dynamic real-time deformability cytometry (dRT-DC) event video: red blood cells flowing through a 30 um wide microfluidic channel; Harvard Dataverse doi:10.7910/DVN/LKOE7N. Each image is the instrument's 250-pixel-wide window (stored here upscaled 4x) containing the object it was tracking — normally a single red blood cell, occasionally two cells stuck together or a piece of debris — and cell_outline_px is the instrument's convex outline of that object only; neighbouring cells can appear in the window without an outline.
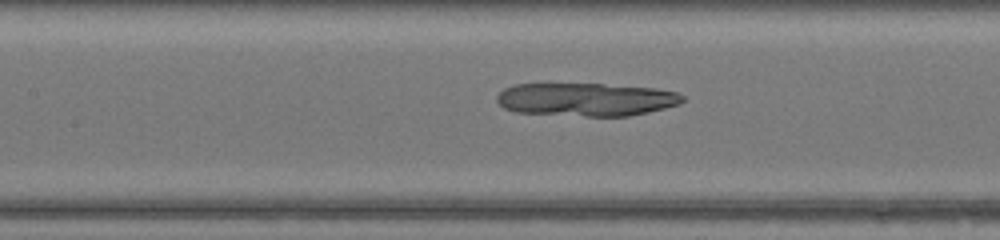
{"species": "common noctule bat (a hibernating species)", "species_latin": "Nyctalus noctula", "temperature_condition": "warm", "stored_images_in_passage": 32, "camera_frame_rate_fps": 3000, "um_per_image_px": 0.085, "animal": {"sex": "female", "body_mass_g": 17.0, "forearm_length_mm": 48.0}, "frame": {"image": 1, "passage_image": 8, "time_ms": 2.333, "image_size_px": [1000, 240], "cell_outline_px": [[684, 100], [680, 104], [648, 112], [628, 116], [584, 116], [516, 112], [504, 108], [496, 100], [496, 96], [504, 88], [512, 84], [604, 84], [656, 88], [676, 92], [684, 96]], "centroid_in_image_um": [49.81, 8.45], "position_along_channel_um": 157.6, "area_um2": 35.95}}
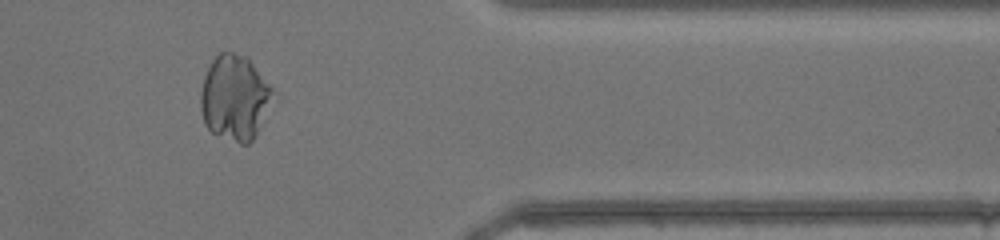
{"frame": {"image": 2, "passage_image": 25, "time_ms": 8.0, "image_size_px": [1000, 240], "cell_outline_px": [[272, 92], [256, 136], [248, 144], [240, 144], [212, 132], [204, 124], [200, 108], [200, 92], [204, 76], [212, 60], [220, 52], [232, 52], [248, 56], [272, 88]], "centroid_in_image_um": [19.89, 8.28], "position_along_channel_um": 391.5, "area_um2": 35.43}}